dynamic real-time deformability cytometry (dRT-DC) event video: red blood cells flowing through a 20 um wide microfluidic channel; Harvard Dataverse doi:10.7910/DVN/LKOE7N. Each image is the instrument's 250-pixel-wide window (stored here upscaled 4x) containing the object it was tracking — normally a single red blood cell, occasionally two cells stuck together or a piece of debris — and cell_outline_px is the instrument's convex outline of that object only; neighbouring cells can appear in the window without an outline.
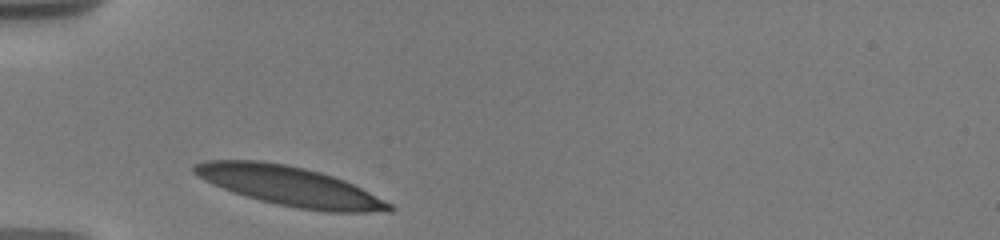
{"species": "human", "species_latin": "Homo sapiens", "temperature_condition": "warm", "stored_images_in_passage": 2, "camera_frame_rate_fps": 3000, "um_per_image_px": 0.085, "donor": {"sex": "male"}, "frame": {"image": 1, "passage_image": 1, "time_ms": 0.0, "image_size_px": [1000, 240], "cell_outline_px": [[396, 208], [392, 212], [328, 212], [296, 208], [276, 204], [260, 200], [212, 184], [204, 180], [192, 172], [192, 168], [196, 164], [204, 160], [260, 160], [288, 164], [320, 172], [344, 180], [392, 204]], "centroid_in_image_um": [24.64, 15.82], "position_along_channel_um": 60.4, "area_um2": 44.56}}